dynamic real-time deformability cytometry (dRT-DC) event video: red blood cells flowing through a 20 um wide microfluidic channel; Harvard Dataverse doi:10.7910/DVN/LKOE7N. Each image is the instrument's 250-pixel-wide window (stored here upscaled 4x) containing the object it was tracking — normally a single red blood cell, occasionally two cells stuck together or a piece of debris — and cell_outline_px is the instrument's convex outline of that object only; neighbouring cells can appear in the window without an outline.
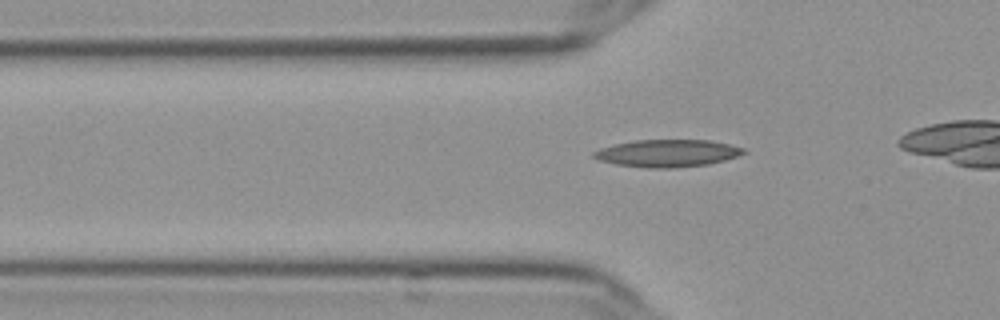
{"species": "Egyptian fruit bat (a non-hibernating species)", "species_latin": "Rousettus aegyptiacus", "temperature_condition": "cold", "stored_images_in_passage": 35, "camera_frame_rate_fps": 3000, "um_per_image_px": 0.085, "frame": {"image": 1, "passage_image": 8, "time_ms": 2.333, "image_size_px": [1000, 320], "cell_outline_px": [[748, 152], [724, 160], [708, 164], [668, 168], [648, 168], [616, 164], [600, 160], [592, 156], [592, 152], [600, 148], [616, 144], [636, 140], [712, 140], [744, 148]], "centroid_in_image_um": [56.73, 13.02], "position_along_channel_um": 69.1, "area_um2": 23.7}}
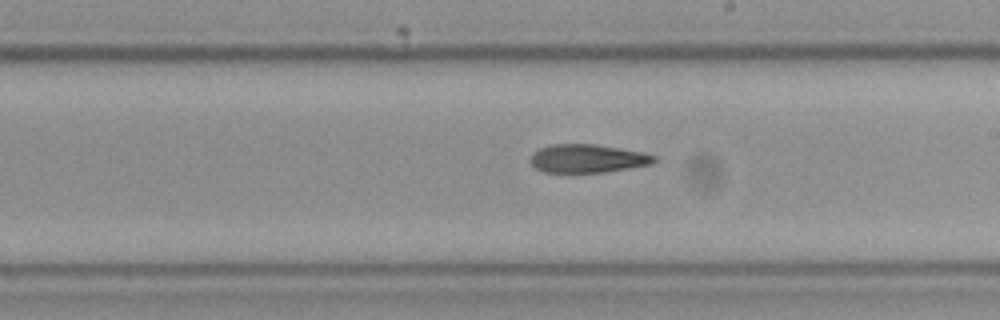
{"frame": {"image": 2, "passage_image": 22, "time_ms": 7.0, "image_size_px": [1000, 320], "cell_outline_px": [[656, 160], [652, 164], [604, 172], [544, 172], [536, 168], [532, 164], [532, 152], [540, 148], [552, 144], [596, 144], [620, 148], [640, 152], [656, 156]], "centroid_in_image_um": [49.94, 13.47], "position_along_channel_um": 239.1, "area_um2": 20.23}}
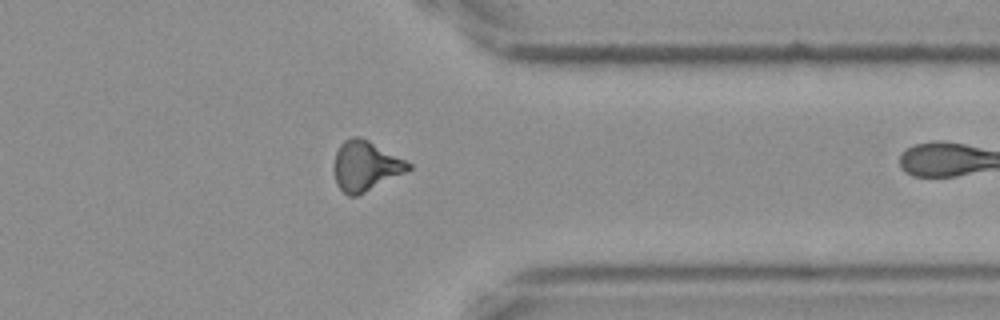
{"frame": {"image": 3, "passage_image": 34, "time_ms": 11.0, "image_size_px": [1000, 320], "cell_outline_px": [[412, 168], [356, 196], [348, 196], [336, 184], [332, 168], [332, 164], [336, 152], [340, 144], [344, 140], [352, 136], [360, 136], [368, 140], [412, 164]], "centroid_in_image_um": [31.0, 14.09], "position_along_channel_um": 380.4, "area_um2": 21.44}}